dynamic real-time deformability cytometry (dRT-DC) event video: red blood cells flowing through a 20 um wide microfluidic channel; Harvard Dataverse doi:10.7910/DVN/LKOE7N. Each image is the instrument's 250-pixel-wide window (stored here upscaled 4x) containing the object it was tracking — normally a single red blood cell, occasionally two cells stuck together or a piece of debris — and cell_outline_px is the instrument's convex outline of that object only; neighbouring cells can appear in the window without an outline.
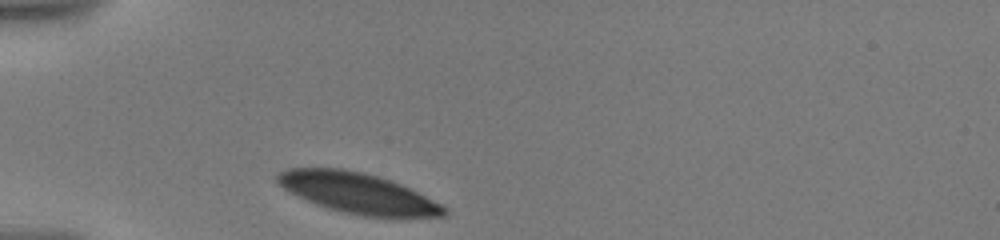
{"species": "human", "species_latin": "Homo sapiens", "temperature_condition": "warm", "stored_images_in_passage": 5, "camera_frame_rate_fps": 3000, "um_per_image_px": 0.085, "donor": {"sex": "male"}, "frame": {"image": 1, "passage_image": 1, "time_ms": 0.0, "image_size_px": [1000, 240], "cell_outline_px": [[448, 212], [444, 216], [396, 220], [364, 216], [344, 212], [328, 208], [316, 204], [284, 188], [276, 180], [276, 176], [280, 172], [288, 168], [340, 168], [360, 172], [376, 176], [400, 184], [448, 208]], "centroid_in_image_um": [30.5, 16.46], "position_along_channel_um": 54.5, "area_um2": 39.36}}
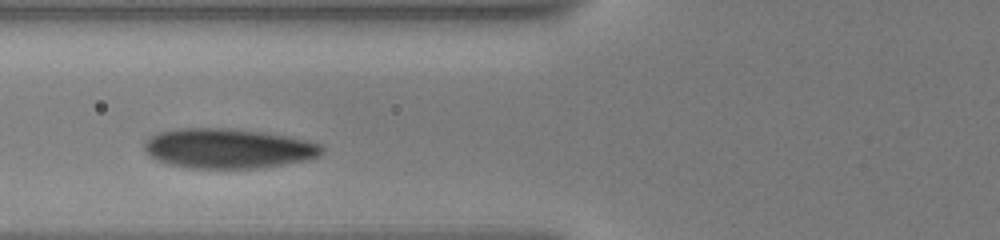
{"frame": {"image": 2, "passage_image": 4, "time_ms": 2.0, "image_size_px": [1000, 240], "cell_outline_px": [[324, 148], [320, 156], [304, 160], [260, 168], [184, 168], [168, 164], [156, 160], [148, 156], [144, 148], [144, 140], [148, 136], [156, 132], [176, 128], [232, 128], [260, 132], [308, 140], [320, 144]], "centroid_in_image_um": [19.3, 12.61], "position_along_channel_um": 106.5, "area_um2": 41.5}}